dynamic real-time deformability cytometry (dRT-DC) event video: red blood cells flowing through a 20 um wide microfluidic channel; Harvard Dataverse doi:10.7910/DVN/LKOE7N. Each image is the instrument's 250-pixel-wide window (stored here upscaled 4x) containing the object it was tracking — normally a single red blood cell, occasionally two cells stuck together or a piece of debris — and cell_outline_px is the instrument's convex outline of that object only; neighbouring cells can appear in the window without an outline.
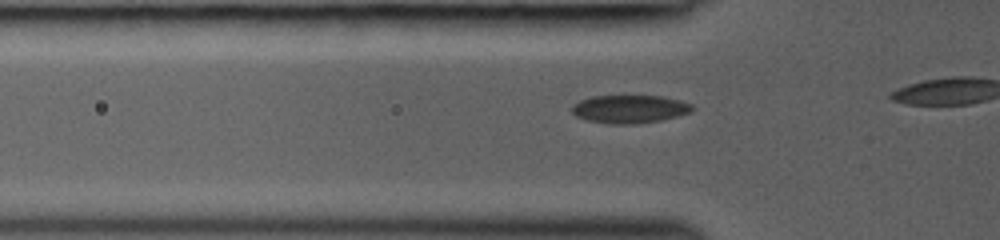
{"species": "common noctule bat (a hibernating species)", "species_latin": "Nyctalus noctula", "temperature_condition": "room temperature", "stored_images_in_passage": 10, "camera_frame_rate_fps": 3000, "um_per_image_px": 0.085, "animal": {"sex": "female", "body_mass_g": 19.0, "forearm_length_mm": 53.3}, "frame": {"image": 1, "passage_image": 5, "time_ms": 1.333, "image_size_px": [1000, 240], "cell_outline_px": [[696, 108], [692, 112], [660, 120], [636, 124], [608, 124], [584, 120], [576, 116], [572, 112], [572, 104], [580, 100], [592, 96], [664, 96], [680, 100], [692, 104]], "centroid_in_image_um": [53.52, 9.27], "position_along_channel_um": 72.3, "area_um2": 19.94}}